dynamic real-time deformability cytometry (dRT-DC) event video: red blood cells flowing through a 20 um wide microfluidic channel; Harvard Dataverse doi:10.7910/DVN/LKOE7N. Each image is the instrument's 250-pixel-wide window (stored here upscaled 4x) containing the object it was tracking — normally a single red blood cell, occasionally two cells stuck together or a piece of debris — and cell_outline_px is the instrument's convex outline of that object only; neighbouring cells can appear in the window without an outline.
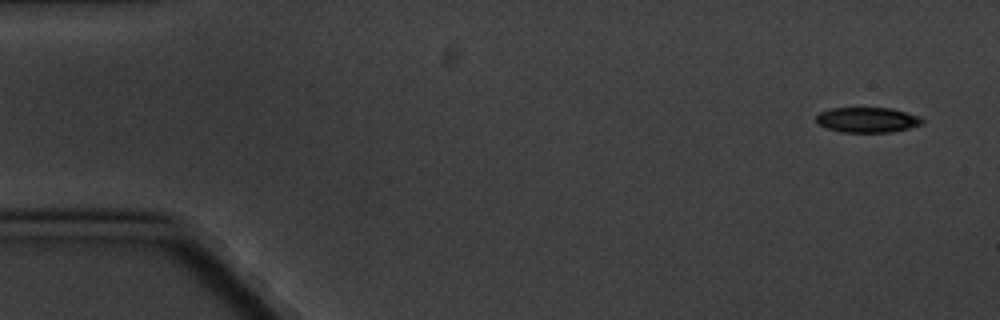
{"species": "common noctule bat (a hibernating species)", "species_latin": "Nyctalus noctula", "temperature_condition": "cold", "stored_images_in_passage": 6, "camera_frame_rate_fps": 3000, "um_per_image_px": 0.085, "animal": {"sex": "male", "body_mass_g": 20.1, "forearm_length_mm": 53.5}, "frame": {"image": 1, "passage_image": 1, "time_ms": 0.0, "image_size_px": [1000, 320], "cell_outline_px": [[924, 124], [908, 128], [888, 132], [840, 132], [816, 124], [816, 116], [820, 112], [832, 108], [892, 108], [920, 116], [924, 120]], "centroid_in_image_um": [73.73, 10.18], "position_along_channel_um": 11.3, "area_um2": 15.61}}